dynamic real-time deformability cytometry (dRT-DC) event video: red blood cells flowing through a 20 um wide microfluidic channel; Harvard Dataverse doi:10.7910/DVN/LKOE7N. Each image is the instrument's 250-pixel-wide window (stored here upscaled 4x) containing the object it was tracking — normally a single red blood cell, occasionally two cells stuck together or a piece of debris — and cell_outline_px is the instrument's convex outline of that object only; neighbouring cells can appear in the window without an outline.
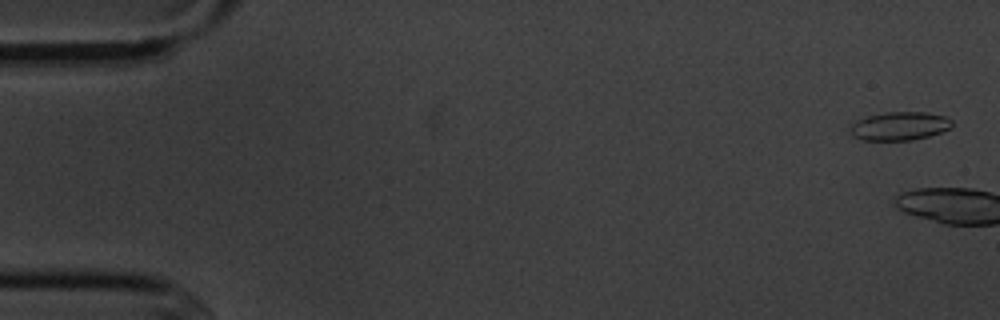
{"species": "common noctule bat (a hibernating species)", "species_latin": "Nyctalus noctula", "temperature_condition": "cold", "stored_images_in_passage": 7, "camera_frame_rate_fps": 3000, "um_per_image_px": 0.085, "animal": {"sex": "male", "body_mass_g": 20.1, "forearm_length_mm": 53.5}, "frame": {"image": 1, "passage_image": 1, "time_ms": 0.0, "image_size_px": [1000, 320], "cell_outline_px": [[952, 128], [928, 136], [912, 140], [860, 140], [852, 136], [848, 132], [848, 128], [856, 120], [868, 116], [888, 112], [928, 112], [944, 116], [952, 120]], "centroid_in_image_um": [76.43, 10.72], "position_along_channel_um": 8.6, "area_um2": 17.05}}
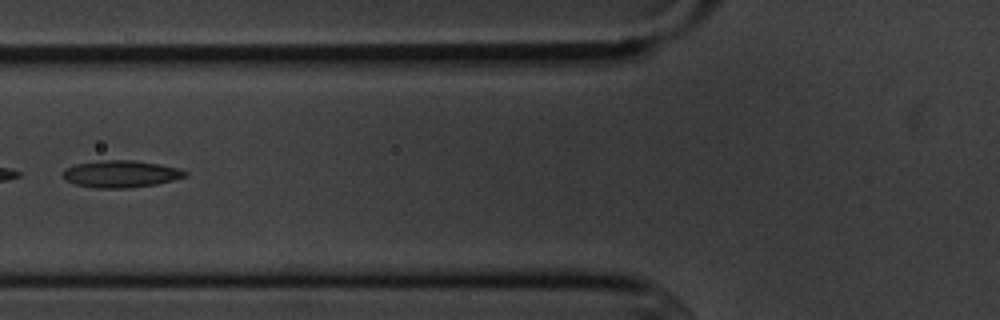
{"frame": {"image": 2, "passage_image": 7, "time_ms": 7.667, "image_size_px": [1000, 320], "cell_outline_px": [[188, 176], [156, 184], [132, 188], [96, 188], [76, 184], [60, 176], [60, 172], [64, 168], [76, 164], [104, 160], [132, 160], [160, 164], [176, 168], [188, 172]], "centroid_in_image_um": [10.24, 14.79], "position_along_channel_um": 115.6, "area_um2": 19.31}}